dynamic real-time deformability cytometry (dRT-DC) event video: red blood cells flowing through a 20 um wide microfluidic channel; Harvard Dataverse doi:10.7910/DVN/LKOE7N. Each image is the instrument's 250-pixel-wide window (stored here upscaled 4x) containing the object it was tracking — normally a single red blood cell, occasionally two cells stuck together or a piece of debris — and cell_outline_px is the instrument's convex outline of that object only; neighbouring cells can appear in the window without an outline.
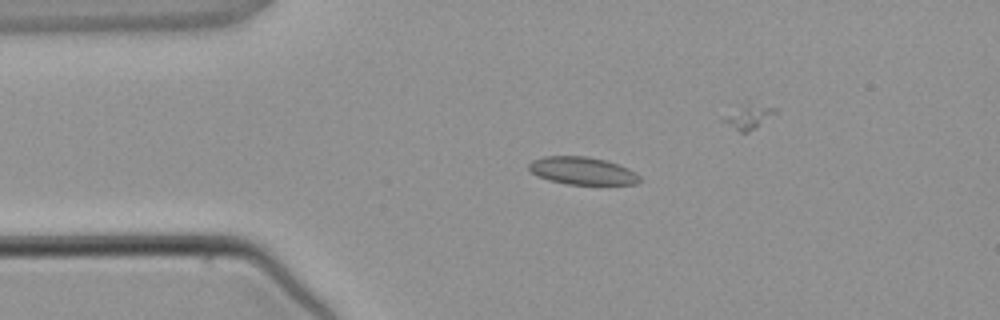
{"species": "common noctule bat (a hibernating species)", "species_latin": "Nyctalus noctula", "temperature_condition": "warm", "stored_images_in_passage": 5, "camera_frame_rate_fps": 3000, "um_per_image_px": 0.085, "animal": {"sex": "male", "body_mass_g": 21.5, "forearm_length_mm": 52.0}, "frame": {"image": 1, "passage_image": 3, "time_ms": 2.333, "image_size_px": [1000, 320], "cell_outline_px": [[640, 180], [636, 184], [568, 184], [548, 180], [536, 176], [528, 168], [528, 164], [532, 160], [544, 156], [588, 156], [620, 164], [636, 172], [640, 176]], "centroid_in_image_um": [49.49, 14.51], "position_along_channel_um": 35.5, "area_um2": 17.92}}
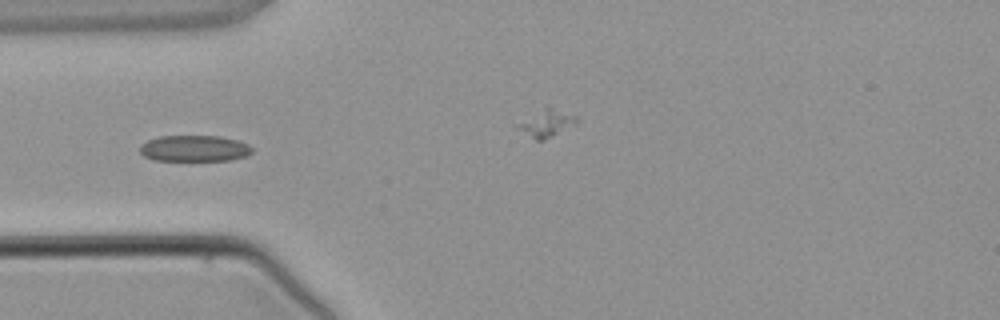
{"frame": {"image": 2, "passage_image": 4, "time_ms": 3.667, "image_size_px": [1000, 320], "cell_outline_px": [[252, 152], [248, 156], [232, 160], [152, 160], [144, 156], [140, 152], [140, 148], [148, 140], [160, 136], [220, 136], [236, 140], [248, 144], [252, 148]], "centroid_in_image_um": [16.56, 12.62], "position_along_channel_um": 68.4, "area_um2": 17.05}}